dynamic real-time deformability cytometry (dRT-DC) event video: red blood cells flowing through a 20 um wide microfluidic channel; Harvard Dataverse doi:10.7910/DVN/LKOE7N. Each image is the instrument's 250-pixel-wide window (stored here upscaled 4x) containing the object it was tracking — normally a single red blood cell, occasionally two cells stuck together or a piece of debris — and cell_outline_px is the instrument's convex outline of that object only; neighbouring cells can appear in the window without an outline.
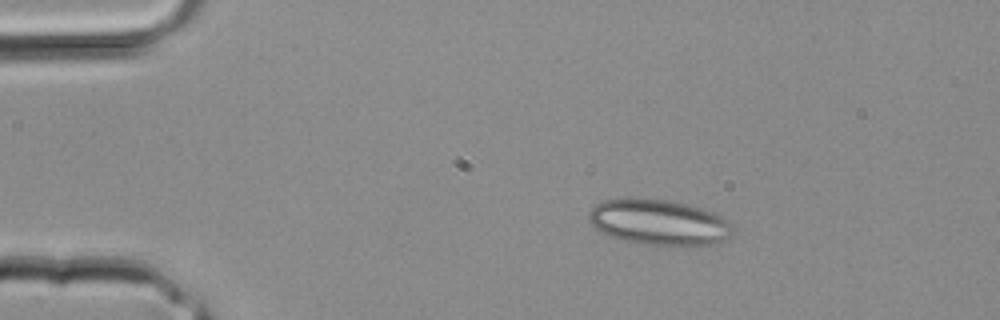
{"species": "common noctule bat (a hibernating species)", "species_latin": "Nyctalus noctula", "temperature_condition": "room temperature", "stored_images_in_passage": 2, "camera_frame_rate_fps": 3000, "um_per_image_px": 0.085, "animal": {"sex": "male", "body_mass_g": 20.4}, "frame": {"image": 1, "passage_image": 1, "time_ms": 0.0, "image_size_px": [1000, 320], "cell_outline_px": [[736, 232], [724, 240], [712, 244], [684, 248], [640, 244], [616, 240], [608, 236], [596, 228], [592, 224], [588, 216], [588, 212], [596, 204], [604, 200], [624, 196], [672, 200], [688, 204], [724, 216], [732, 224]], "centroid_in_image_um": [56.03, 18.91], "position_along_channel_um": 29.0, "area_um2": 39.88}}